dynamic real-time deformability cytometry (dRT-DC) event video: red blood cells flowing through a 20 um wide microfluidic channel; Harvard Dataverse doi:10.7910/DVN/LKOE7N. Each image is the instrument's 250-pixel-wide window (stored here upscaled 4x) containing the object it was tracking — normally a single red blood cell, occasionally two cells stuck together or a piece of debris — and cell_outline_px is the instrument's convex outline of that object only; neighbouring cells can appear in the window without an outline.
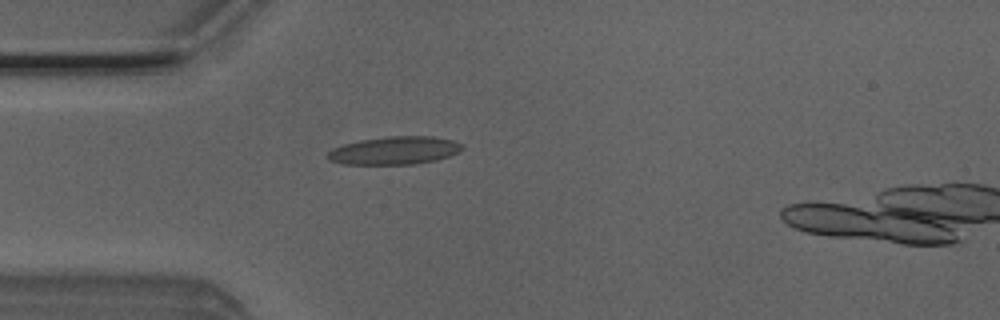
{"species": "Egyptian fruit bat (a non-hibernating species)", "species_latin": "Rousettus aegyptiacus", "temperature_condition": "room temperature", "stored_images_in_passage": 32, "camera_frame_rate_fps": 3000, "um_per_image_px": 0.085, "animal": {"sex": "male"}, "frame": {"image": 1, "passage_image": 3, "time_ms": 0.667, "image_size_px": [1000, 320], "cell_outline_px": [[464, 148], [448, 156], [436, 160], [412, 164], [344, 164], [328, 160], [324, 156], [332, 148], [344, 144], [360, 140], [388, 136], [432, 136], [452, 140], [464, 144]], "centroid_in_image_um": [33.5, 12.79], "position_along_channel_um": 51.5, "area_um2": 21.96}}
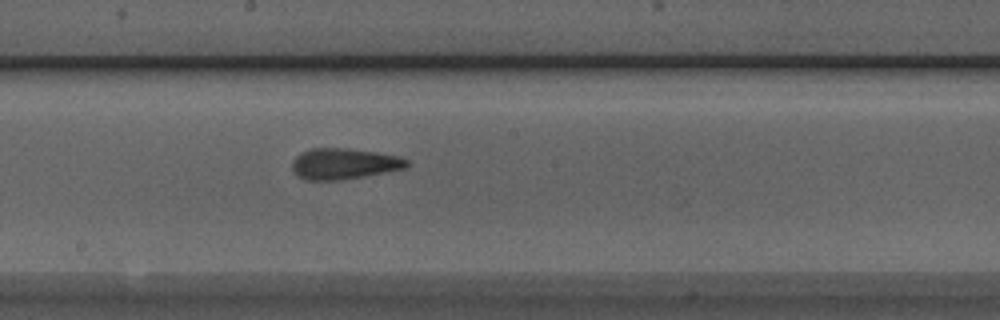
{"frame": {"image": 2, "passage_image": 16, "time_ms": 5.0, "image_size_px": [1000, 320], "cell_outline_px": [[412, 164], [408, 168], [364, 176], [340, 180], [304, 180], [292, 168], [292, 160], [300, 152], [312, 148], [348, 148], [376, 152], [396, 156], [408, 160]], "centroid_in_image_um": [29.26, 13.91], "position_along_channel_um": 218.9, "area_um2": 20.75}}
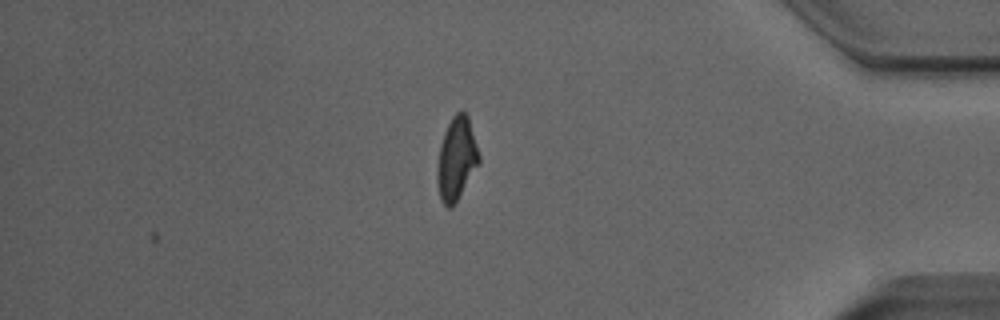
{"frame": {"image": 3, "passage_image": 32, "time_ms": 10.333, "image_size_px": [1000, 320], "cell_outline_px": [[480, 164], [452, 208], [448, 208], [440, 200], [436, 180], [436, 172], [440, 144], [444, 132], [452, 116], [460, 108], [464, 108], [468, 116], [480, 156]], "centroid_in_image_um": [38.8, 13.48], "position_along_channel_um": 396.4, "area_um2": 20.58}, "authors_computed_cell_mechanics": {"area_um2": 20.3745, "velocity_mm_per_s": 4.0307, "shape_relaxation_time_tau1_ms": 6.214, "shape_relaxation_time_tau2_ms": 1.9441, "deformation_change_tau1": 0.2013, "deformation_change_tau2": 0.1242}}